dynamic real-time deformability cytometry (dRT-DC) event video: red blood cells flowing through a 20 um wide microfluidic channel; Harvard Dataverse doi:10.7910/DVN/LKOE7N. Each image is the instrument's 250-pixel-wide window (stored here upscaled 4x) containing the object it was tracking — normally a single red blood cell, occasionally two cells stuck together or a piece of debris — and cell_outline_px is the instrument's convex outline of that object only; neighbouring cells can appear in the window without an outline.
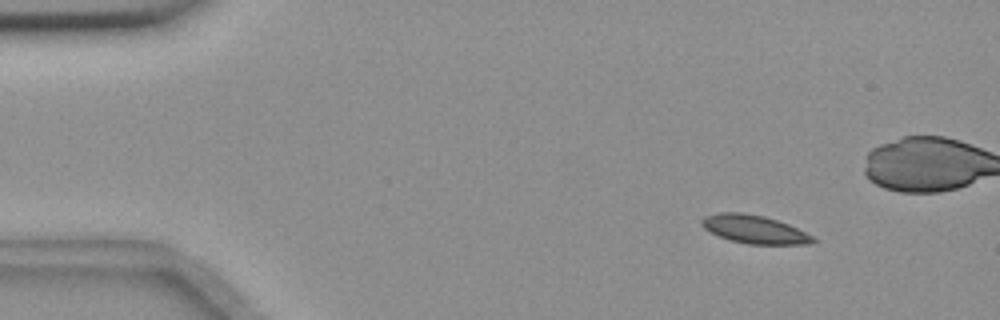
{"species": "common noctule bat (a hibernating species)", "species_latin": "Nyctalus noctula", "temperature_condition": "room temperature", "stored_images_in_passage": 57, "camera_frame_rate_fps": 3000, "um_per_image_px": 0.085, "animal": {"sex": "female", "body_mass_g": 18.4}, "frame": {"image": 1, "passage_image": 7, "time_ms": 2.0, "image_size_px": [1000, 320], "cell_outline_px": [[816, 240], [808, 244], [748, 244], [728, 240], [704, 228], [700, 224], [700, 220], [704, 216], [720, 212], [744, 212], [764, 216], [788, 224], [812, 236]], "centroid_in_image_um": [64.07, 19.48], "position_along_channel_um": 20.9, "area_um2": 18.21}}
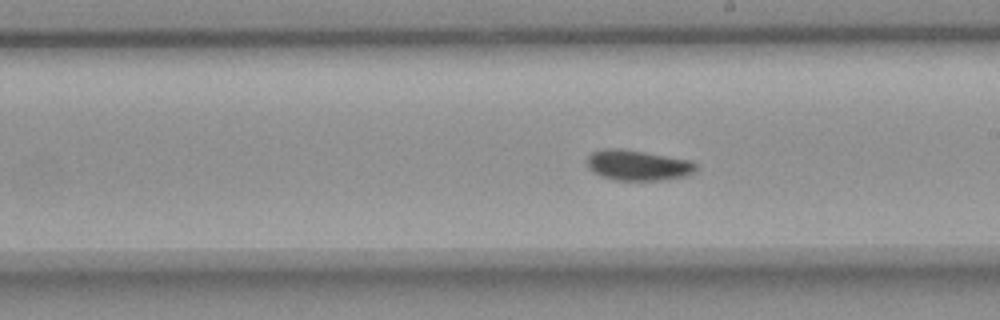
{"frame": {"image": 2, "passage_image": 32, "time_ms": 10.333, "image_size_px": [1000, 320], "cell_outline_px": [[696, 172], [688, 176], [664, 180], [612, 180], [600, 176], [592, 172], [588, 168], [588, 156], [592, 152], [604, 148], [620, 148], [692, 160], [696, 164]], "centroid_in_image_um": [54.23, 14.05], "position_along_channel_um": 234.8, "area_um2": 19.59}}
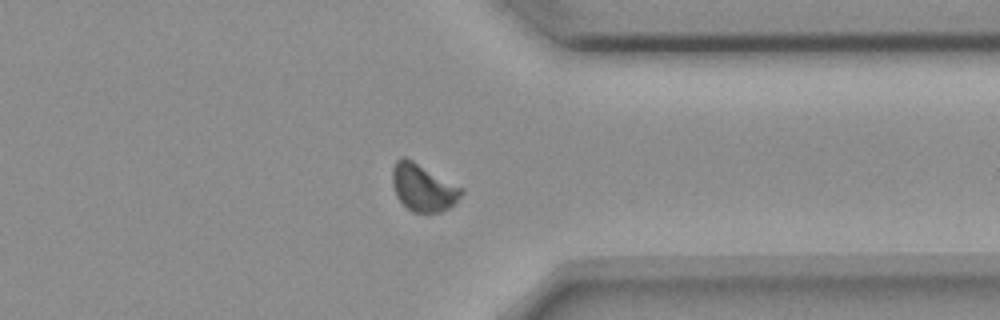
{"frame": {"image": 3, "passage_image": 44, "time_ms": 14.333, "image_size_px": [1000, 320], "cell_outline_px": [[464, 192], [448, 208], [440, 212], [412, 212], [396, 196], [392, 184], [392, 168], [396, 160], [400, 156], [404, 156], [412, 160], [464, 188]], "centroid_in_image_um": [35.94, 15.92], "position_along_channel_um": 375.5, "area_um2": 18.9}, "authors_computed_cell_mechanics": {"area_um2": 18.5538, "velocity_mm_per_s": 3.6073, "shape_relaxation_time_tau1_ms": 3.994, "shape_relaxation_time_tau2_ms": null, "deformation_change_tau1": 0.0959, "deformation_change_tau2": null}}